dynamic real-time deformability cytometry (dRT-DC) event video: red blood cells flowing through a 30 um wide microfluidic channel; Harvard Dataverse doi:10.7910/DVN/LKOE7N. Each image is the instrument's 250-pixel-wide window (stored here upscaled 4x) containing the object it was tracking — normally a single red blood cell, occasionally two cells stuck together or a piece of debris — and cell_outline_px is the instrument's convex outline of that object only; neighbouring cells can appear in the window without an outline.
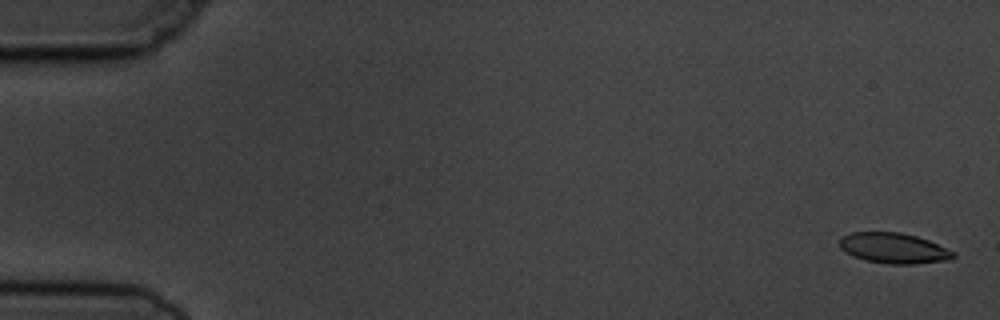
{"species": "common noctule bat (a hibernating species)", "species_latin": "Nyctalus noctula", "temperature_condition": "cold", "stored_images_in_passage": 4, "camera_frame_rate_fps": 3000, "um_per_image_px": 0.085, "animal": {"sex": "male", "body_mass_g": 19.5, "forearm_length_mm": 54.6}, "frame": {"image": 1, "passage_image": 1, "time_ms": 0.0, "image_size_px": [1000, 320], "cell_outline_px": [[956, 256], [952, 260], [916, 264], [888, 264], [864, 260], [852, 256], [844, 252], [840, 248], [840, 240], [844, 236], [852, 232], [900, 232], [916, 236], [928, 240], [956, 252]], "centroid_in_image_um": [76.0, 21.11], "position_along_channel_um": 9.0, "area_um2": 20.4}}
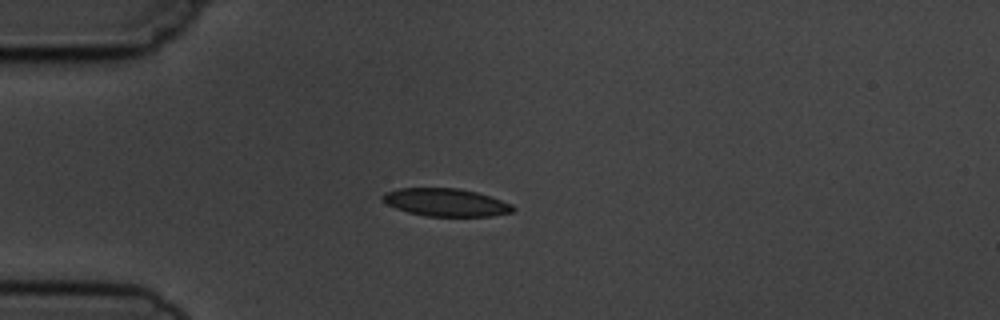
{"frame": {"image": 2, "passage_image": 4, "time_ms": 4.333, "image_size_px": [1000, 320], "cell_outline_px": [[516, 208], [512, 212], [492, 216], [424, 216], [408, 212], [396, 208], [388, 204], [380, 196], [384, 192], [400, 188], [460, 188], [476, 192], [512, 204]], "centroid_in_image_um": [37.89, 17.2], "position_along_channel_um": 47.1, "area_um2": 21.04}}